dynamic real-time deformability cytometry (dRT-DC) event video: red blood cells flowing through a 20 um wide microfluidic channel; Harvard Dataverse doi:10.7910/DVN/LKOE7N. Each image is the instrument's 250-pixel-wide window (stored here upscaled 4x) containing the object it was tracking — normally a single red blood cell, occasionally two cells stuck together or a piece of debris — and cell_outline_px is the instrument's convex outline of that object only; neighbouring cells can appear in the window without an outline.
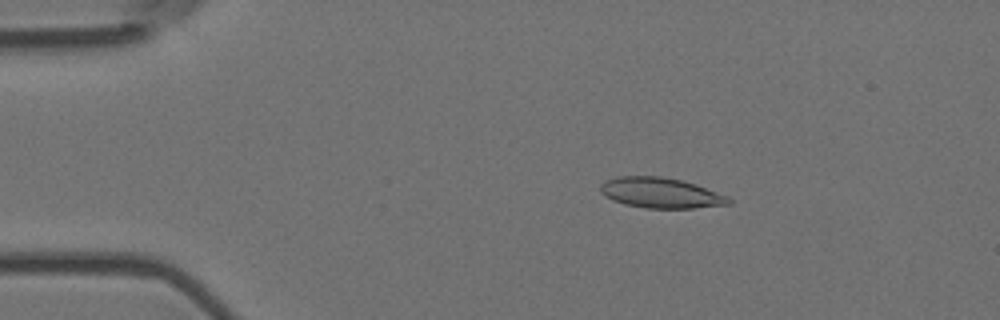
{"species": "Egyptian fruit bat (a non-hibernating species)", "species_latin": "Rousettus aegyptiacus", "temperature_condition": "room temperature", "stored_images_in_passage": 6, "camera_frame_rate_fps": 3000, "um_per_image_px": 0.085, "animal": {"sex": "female"}, "frame": {"image": 1, "passage_image": 3, "time_ms": 0.667, "image_size_px": [1000, 320], "cell_outline_px": [[732, 204], [692, 208], [644, 208], [624, 204], [612, 200], [604, 196], [600, 192], [600, 184], [604, 180], [616, 176], [660, 176], [680, 180], [696, 184], [728, 196], [732, 200]], "centroid_in_image_um": [56.13, 16.39], "position_along_channel_um": 28.9, "area_um2": 22.95}}
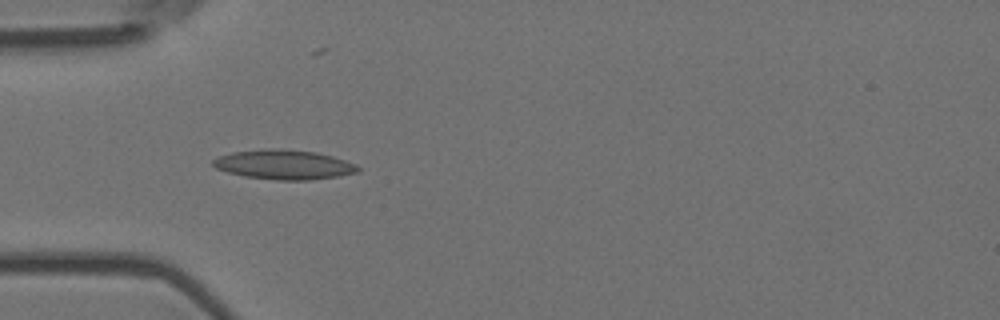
{"frame": {"image": 2, "passage_image": 5, "time_ms": 1.333, "image_size_px": [1000, 320], "cell_outline_px": [[360, 172], [340, 176], [308, 180], [276, 180], [244, 176], [228, 172], [216, 168], [212, 164], [212, 160], [220, 156], [232, 152], [268, 148], [280, 148], [316, 152], [332, 156], [356, 164], [360, 168]], "centroid_in_image_um": [24.16, 13.99], "position_along_channel_um": 60.8, "area_um2": 25.03}}
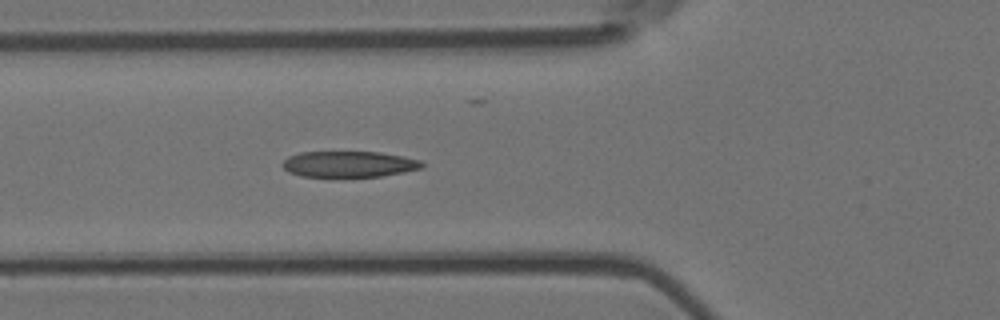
{"frame": {"image": 3, "passage_image": 6, "time_ms": 1.667, "image_size_px": [1000, 320], "cell_outline_px": [[424, 168], [404, 172], [380, 176], [332, 180], [300, 176], [288, 172], [280, 164], [288, 156], [300, 152], [380, 152], [404, 156], [420, 160], [424, 164]], "centroid_in_image_um": [29.61, 14.0], "position_along_channel_um": 96.2, "area_um2": 22.31}}